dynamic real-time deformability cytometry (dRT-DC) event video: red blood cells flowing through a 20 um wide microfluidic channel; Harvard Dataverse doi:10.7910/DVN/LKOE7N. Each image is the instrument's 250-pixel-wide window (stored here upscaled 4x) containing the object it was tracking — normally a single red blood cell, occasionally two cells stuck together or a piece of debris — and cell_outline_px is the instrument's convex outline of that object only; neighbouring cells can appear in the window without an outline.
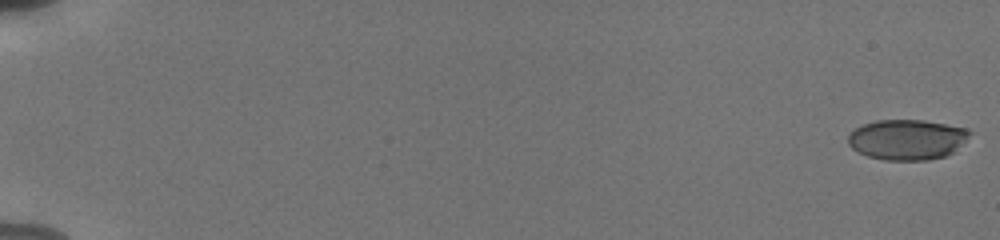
{"species": "human", "species_latin": "Homo sapiens", "temperature_condition": "cold", "stored_images_in_passage": 56, "camera_frame_rate_fps": 3000, "um_per_image_px": 0.085, "donor": {"sex": "male"}, "frame": {"image": 1, "passage_image": 1, "time_ms": 0.0, "image_size_px": [1000, 240], "cell_outline_px": [[972, 132], [952, 152], [944, 156], [928, 160], [884, 160], [868, 156], [852, 148], [848, 144], [848, 132], [864, 124], [876, 120], [924, 120], [964, 128]], "centroid_in_image_um": [77.04, 11.86], "position_along_channel_um": 8.0, "area_um2": 28.26}}
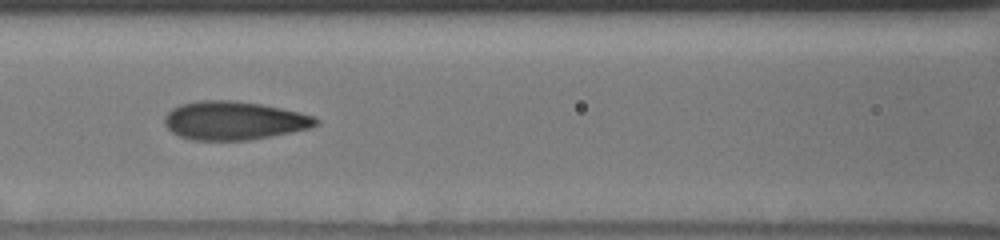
{"frame": {"image": 2, "passage_image": 28, "time_ms": 9.0, "image_size_px": [1000, 240], "cell_outline_px": [[320, 124], [312, 128], [248, 140], [192, 140], [180, 136], [172, 132], [164, 124], [164, 116], [172, 108], [180, 104], [200, 100], [232, 100], [260, 104], [300, 112], [316, 116], [320, 120]], "centroid_in_image_um": [19.91, 10.24], "position_along_channel_um": 146.7, "area_um2": 34.1}}
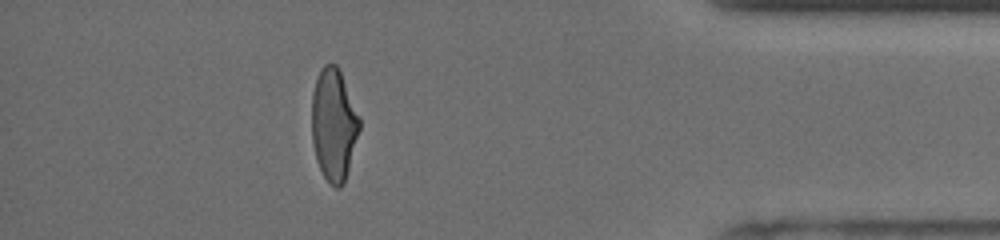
{"frame": {"image": 3, "passage_image": 51, "time_ms": 16.667, "image_size_px": [1000, 240], "cell_outline_px": [[360, 128], [348, 168], [344, 180], [340, 188], [336, 188], [324, 176], [316, 160], [312, 140], [312, 92], [320, 68], [324, 64], [336, 64], [340, 72], [360, 116]], "centroid_in_image_um": [28.35, 10.56], "position_along_channel_um": 406.8, "area_um2": 30.81}, "authors_computed_cell_mechanics": {"area_um2": 32.3391, "velocity_mm_per_s": 3.8173, "shape_relaxation_time_tau1_ms": 4.9162, "shape_relaxation_time_tau2_ms": 0.9997, "deformation_change_tau1": 0.1774, "deformation_change_tau2": 0.0835}}